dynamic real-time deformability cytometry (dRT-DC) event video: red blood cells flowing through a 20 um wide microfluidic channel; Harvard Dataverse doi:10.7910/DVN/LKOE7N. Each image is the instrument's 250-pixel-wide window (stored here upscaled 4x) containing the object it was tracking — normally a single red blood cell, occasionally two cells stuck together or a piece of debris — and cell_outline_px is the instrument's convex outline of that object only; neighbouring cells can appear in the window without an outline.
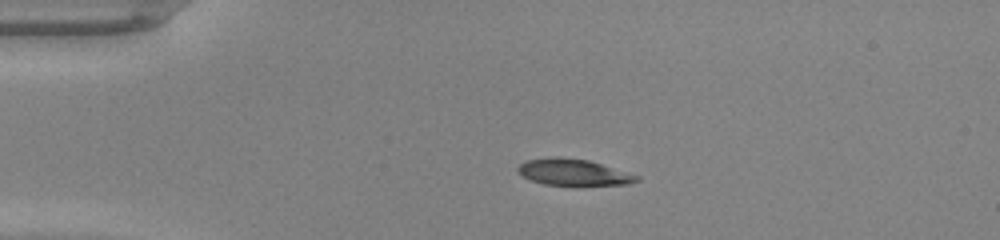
{"species": "common noctule bat (a hibernating species)", "species_latin": "Nyctalus noctula", "temperature_condition": "warm", "stored_images_in_passage": 38, "camera_frame_rate_fps": 3000, "um_per_image_px": 0.085, "animal": {"sex": "male", "body_mass_g": 20.0, "forearm_length_mm": 53.3}, "frame": {"image": 1, "passage_image": 1, "time_ms": 0.0, "image_size_px": [1000, 240], "cell_outline_px": [[640, 180], [628, 184], [580, 188], [572, 188], [544, 184], [532, 180], [516, 172], [516, 168], [524, 160], [552, 156], [556, 156], [588, 160], [640, 176]], "centroid_in_image_um": [48.74, 14.69], "position_along_channel_um": 36.3, "area_um2": 19.31}}
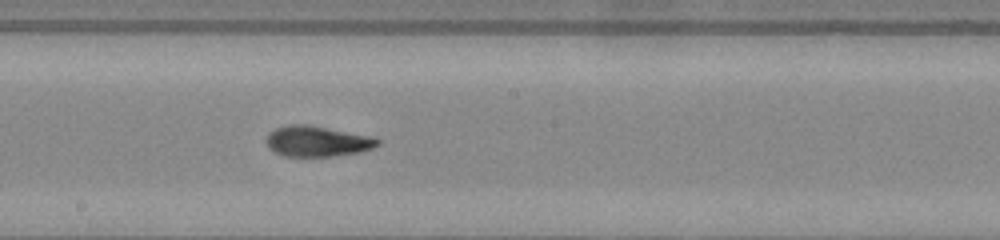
{"frame": {"image": 2, "passage_image": 17, "time_ms": 5.333, "image_size_px": [1000, 240], "cell_outline_px": [[380, 144], [372, 148], [360, 152], [332, 156], [284, 156], [268, 148], [268, 132], [276, 128], [288, 124], [304, 124], [368, 136], [380, 140]], "centroid_in_image_um": [26.94, 12.01], "position_along_channel_um": 221.3, "area_um2": 19.42}}
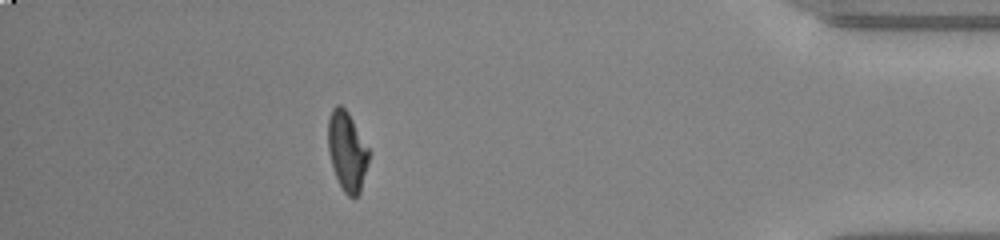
{"frame": {"image": 3, "passage_image": 33, "time_ms": 10.667, "image_size_px": [1000, 240], "cell_outline_px": [[368, 160], [360, 192], [356, 196], [348, 196], [344, 192], [336, 176], [328, 152], [328, 120], [332, 108], [336, 104], [340, 104], [348, 112], [368, 148]], "centroid_in_image_um": [29.47, 12.82], "position_along_channel_um": 405.7, "area_um2": 18.44}, "authors_computed_cell_mechanics": {"area_um2": 19.3341, "velocity_mm_per_s": 4.3089, "shape_relaxation_time_tau1_ms": 7.6274, "shape_relaxation_time_tau2_ms": 1.5726, "deformation_change_tau1": 0.3053, "deformation_change_tau2": 0.0834}}